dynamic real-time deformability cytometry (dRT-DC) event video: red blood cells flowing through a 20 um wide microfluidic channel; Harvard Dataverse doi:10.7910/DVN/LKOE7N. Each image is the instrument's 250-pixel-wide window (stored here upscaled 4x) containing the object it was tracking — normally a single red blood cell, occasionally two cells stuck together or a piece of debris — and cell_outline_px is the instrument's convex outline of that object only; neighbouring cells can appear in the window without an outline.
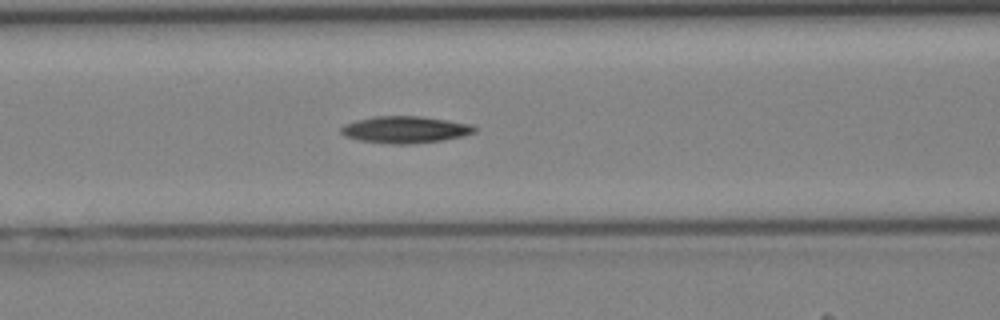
{"species": "Egyptian fruit bat (a non-hibernating species)", "species_latin": "Rousettus aegyptiacus", "temperature_condition": "cold", "stored_images_in_passage": 36, "camera_frame_rate_fps": 3000, "um_per_image_px": 0.085, "animal": {"sex": "female"}, "frame": {"image": 1, "passage_image": 12, "time_ms": 3.667, "image_size_px": [1000, 320], "cell_outline_px": [[476, 132], [464, 136], [444, 140], [408, 144], [392, 144], [360, 140], [344, 136], [340, 132], [340, 128], [344, 124], [356, 120], [376, 116], [420, 116], [468, 124], [476, 128]], "centroid_in_image_um": [34.41, 11.02], "position_along_channel_um": 132.2, "area_um2": 20.75}}
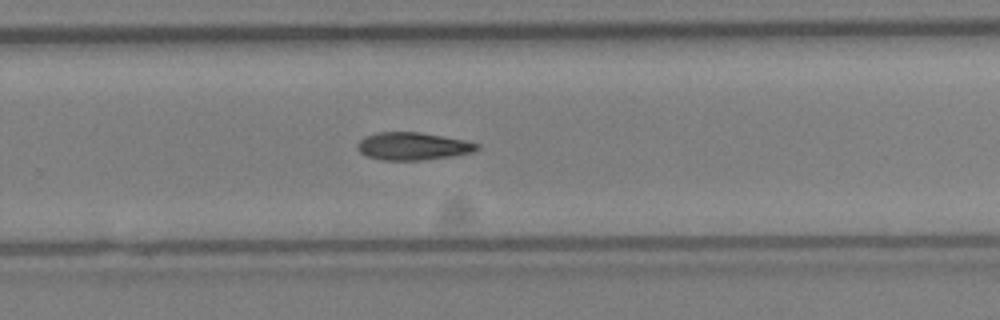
{"frame": {"image": 2, "passage_image": 22, "time_ms": 7.0, "image_size_px": [1000, 320], "cell_outline_px": [[480, 148], [472, 152], [452, 156], [420, 160], [384, 160], [368, 156], [360, 152], [356, 148], [356, 144], [364, 136], [376, 132], [420, 132], [480, 144]], "centroid_in_image_um": [35.04, 12.42], "position_along_channel_um": 294.8, "area_um2": 19.07}}
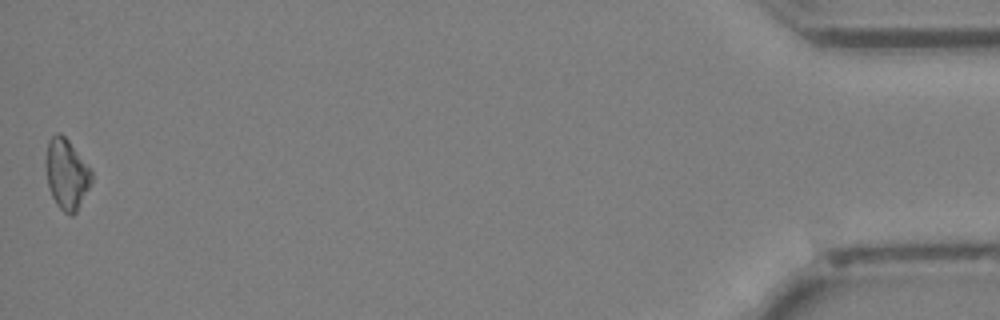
{"frame": {"image": 3, "passage_image": 36, "time_ms": 11.667, "image_size_px": [1000, 320], "cell_outline_px": [[92, 180], [76, 212], [72, 216], [64, 212], [56, 204], [48, 188], [44, 164], [44, 160], [48, 140], [56, 132], [60, 132], [68, 140], [92, 168]], "centroid_in_image_um": [5.63, 14.76], "position_along_channel_um": 429.6, "area_um2": 19.07}}